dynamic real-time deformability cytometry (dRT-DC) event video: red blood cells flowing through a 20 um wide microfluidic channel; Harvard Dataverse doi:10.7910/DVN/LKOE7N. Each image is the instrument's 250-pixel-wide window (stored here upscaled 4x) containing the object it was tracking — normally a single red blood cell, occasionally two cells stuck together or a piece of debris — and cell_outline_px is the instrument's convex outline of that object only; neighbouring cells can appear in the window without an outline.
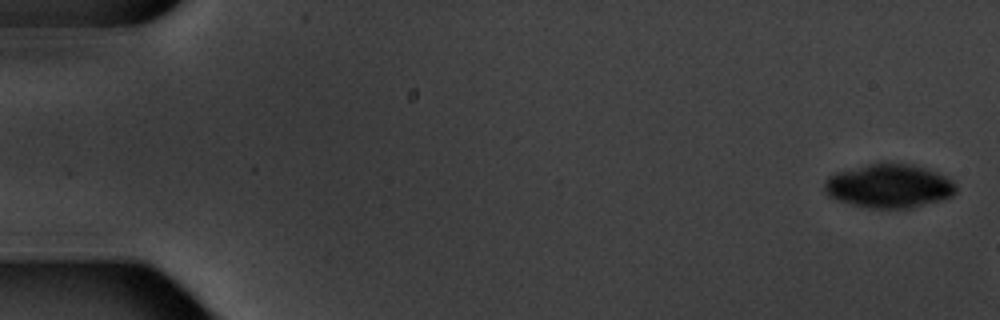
{"species": "common noctule bat (a hibernating species)", "species_latin": "Nyctalus noctula", "temperature_condition": "warm", "stored_images_in_passage": 4, "camera_frame_rate_fps": 3000, "um_per_image_px": 0.085, "animal": {"sex": "male", "body_mass_g": 20.1, "forearm_length_mm": 53.5}, "frame": {"image": 1, "passage_image": 1, "time_ms": 0.0, "image_size_px": [1000, 320], "cell_outline_px": [[956, 192], [952, 196], [940, 200], [912, 208], [868, 208], [848, 204], [836, 200], [828, 196], [824, 192], [824, 180], [828, 176], [836, 172], [868, 164], [912, 164], [936, 172], [952, 180], [956, 184]], "centroid_in_image_um": [75.53, 15.83], "position_along_channel_um": 9.5, "area_um2": 33.58}}